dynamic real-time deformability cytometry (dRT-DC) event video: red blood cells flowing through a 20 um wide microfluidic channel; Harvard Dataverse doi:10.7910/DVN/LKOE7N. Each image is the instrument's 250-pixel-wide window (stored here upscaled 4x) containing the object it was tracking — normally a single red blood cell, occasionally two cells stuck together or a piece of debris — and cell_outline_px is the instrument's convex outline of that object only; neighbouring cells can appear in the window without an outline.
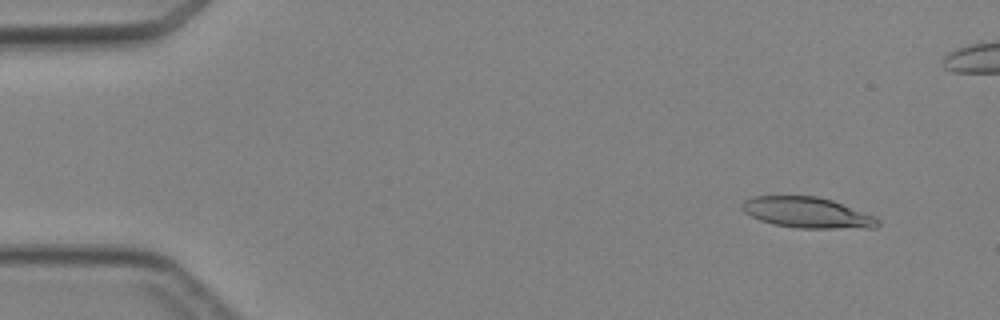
{"species": "Egyptian fruit bat (a non-hibernating species)", "species_latin": "Rousettus aegyptiacus", "temperature_condition": "cold", "stored_images_in_passage": 5, "camera_frame_rate_fps": 3000, "um_per_image_px": 0.085, "animal": {"sex": "female"}, "frame": {"image": 1, "passage_image": 2, "time_ms": 1.0, "image_size_px": [1000, 320], "cell_outline_px": [[880, 224], [876, 228], [796, 228], [772, 224], [760, 220], [744, 212], [740, 208], [740, 204], [744, 200], [756, 196], [816, 196], [832, 200], [876, 216], [880, 220]], "centroid_in_image_um": [68.63, 18.08], "position_along_channel_um": 16.4, "area_um2": 24.51}}